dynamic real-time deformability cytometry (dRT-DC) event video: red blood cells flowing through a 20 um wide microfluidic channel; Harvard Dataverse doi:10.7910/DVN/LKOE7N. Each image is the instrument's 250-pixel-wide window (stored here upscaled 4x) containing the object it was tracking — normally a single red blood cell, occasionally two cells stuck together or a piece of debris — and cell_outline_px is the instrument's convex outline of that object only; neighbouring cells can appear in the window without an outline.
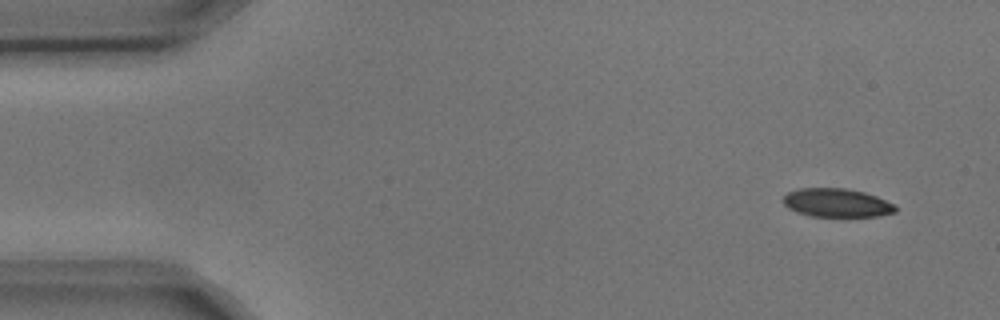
{"species": "common noctule bat (a hibernating species)", "species_latin": "Nyctalus noctula", "temperature_condition": "cold", "stored_images_in_passage": 3, "camera_frame_rate_fps": 3000, "um_per_image_px": 0.085, "animal": {"sex": "male", "body_mass_g": 17.9, "forearm_length_mm": 54.2}, "frame": {"image": 1, "passage_image": 1, "time_ms": 0.0, "image_size_px": [1000, 320], "cell_outline_px": [[896, 212], [880, 216], [812, 216], [796, 212], [788, 208], [784, 204], [784, 196], [788, 192], [800, 188], [844, 188], [864, 192], [876, 196], [892, 204], [896, 208]], "centroid_in_image_um": [71.11, 17.24], "position_along_channel_um": 13.9, "area_um2": 18.5}}